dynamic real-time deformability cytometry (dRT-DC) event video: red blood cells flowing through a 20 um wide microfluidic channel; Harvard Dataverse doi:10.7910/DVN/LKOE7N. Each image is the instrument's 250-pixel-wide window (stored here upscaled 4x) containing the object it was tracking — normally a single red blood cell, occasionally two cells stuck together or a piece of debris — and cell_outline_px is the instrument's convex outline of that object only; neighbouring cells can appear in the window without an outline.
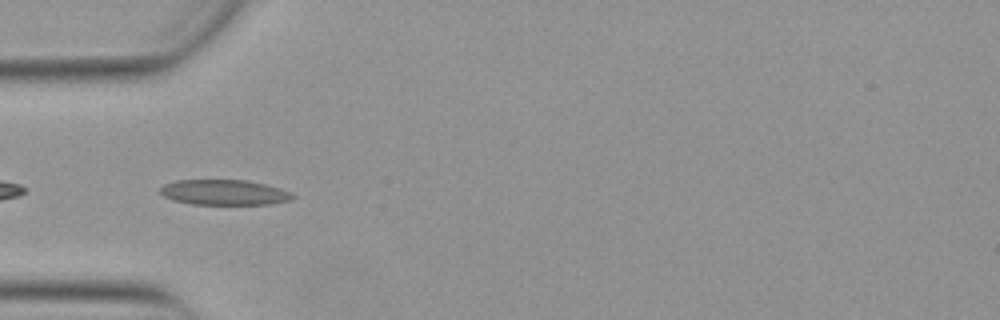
{"species": "Egyptian fruit bat (a non-hibernating species)", "species_latin": "Rousettus aegyptiacus", "temperature_condition": "warm", "stored_images_in_passage": 19, "camera_frame_rate_fps": 3000, "um_per_image_px": 0.085, "animal": {"sex": "female"}, "frame": {"image": 1, "passage_image": 3, "time_ms": 0.667, "image_size_px": [1000, 320], "cell_outline_px": [[296, 196], [292, 200], [272, 204], [192, 204], [172, 200], [164, 196], [160, 192], [160, 188], [164, 184], [176, 180], [248, 180], [280, 188], [292, 192]], "centroid_in_image_um": [19.09, 16.35], "position_along_channel_um": 65.9, "area_um2": 19.65}}
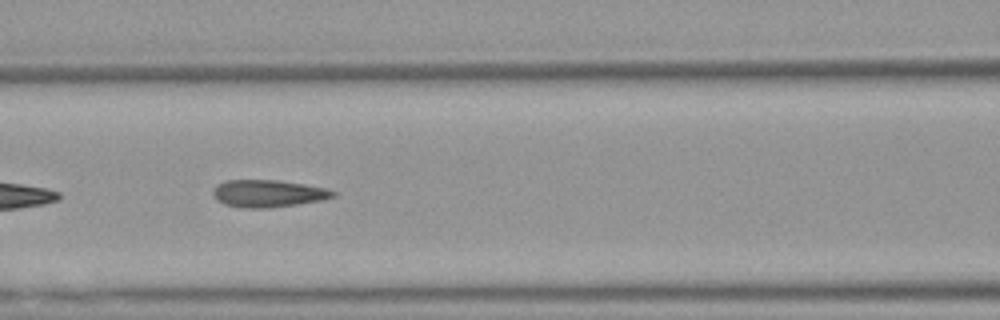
{"frame": {"image": 2, "passage_image": 9, "time_ms": 2.667, "image_size_px": [1000, 320], "cell_outline_px": [[336, 196], [324, 200], [268, 208], [244, 208], [224, 204], [216, 200], [212, 192], [212, 188], [216, 184], [224, 180], [276, 180], [304, 184], [328, 188], [336, 192]], "centroid_in_image_um": [22.77, 16.44], "position_along_channel_um": 143.8, "area_um2": 19.31}}
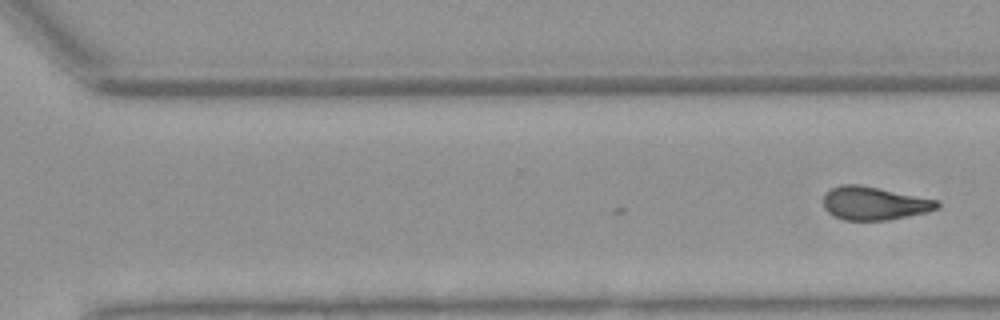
{"frame": {"image": 3, "passage_image": 19, "time_ms": 6.0, "image_size_px": [1000, 320], "cell_outline_px": [[940, 208], [928, 212], [888, 220], [844, 220], [832, 216], [824, 208], [824, 192], [840, 184], [860, 184], [940, 200]], "centroid_in_image_um": [74.32, 17.27], "position_along_channel_um": 296.3, "area_um2": 22.43}}